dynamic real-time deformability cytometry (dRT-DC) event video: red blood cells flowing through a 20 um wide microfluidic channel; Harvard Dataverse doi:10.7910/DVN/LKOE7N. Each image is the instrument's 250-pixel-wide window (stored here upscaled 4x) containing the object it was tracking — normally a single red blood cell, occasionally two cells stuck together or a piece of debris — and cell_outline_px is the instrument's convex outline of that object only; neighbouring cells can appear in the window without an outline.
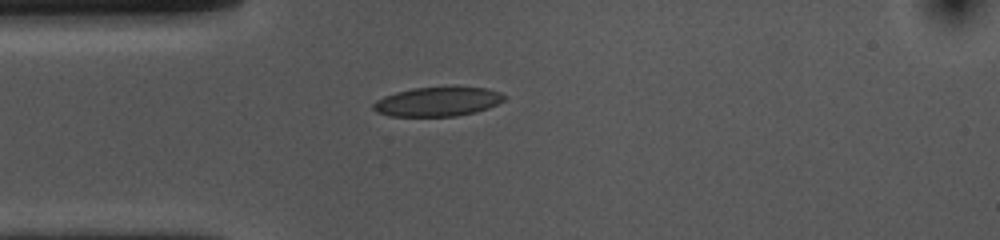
{"species": "common noctule bat (a hibernating species)", "species_latin": "Nyctalus noctula", "temperature_condition": "cold", "stored_images_in_passage": 42, "camera_frame_rate_fps": 3000, "um_per_image_px": 0.085, "animal": {"sex": "female", "body_mass_g": 10.0, "forearm_length_mm": 53.1}, "frame": {"image": 1, "passage_image": 1, "time_ms": 0.0, "image_size_px": [1000, 240], "cell_outline_px": [[508, 96], [504, 100], [488, 108], [476, 112], [456, 116], [388, 116], [376, 112], [372, 108], [372, 104], [376, 100], [384, 96], [396, 92], [412, 88], [488, 88], [500, 92]], "centroid_in_image_um": [37.18, 8.65], "position_along_channel_um": 47.8, "area_um2": 22.2}}
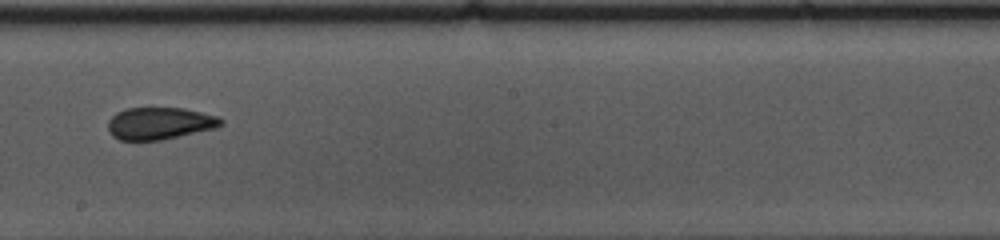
{"frame": {"image": 2, "passage_image": 17, "time_ms": 5.333, "image_size_px": [1000, 240], "cell_outline_px": [[224, 124], [216, 128], [160, 140], [136, 144], [120, 140], [112, 136], [108, 132], [108, 120], [116, 112], [124, 108], [184, 108], [216, 116], [224, 120]], "centroid_in_image_um": [13.5, 10.52], "position_along_channel_um": 234.7, "area_um2": 21.79}}
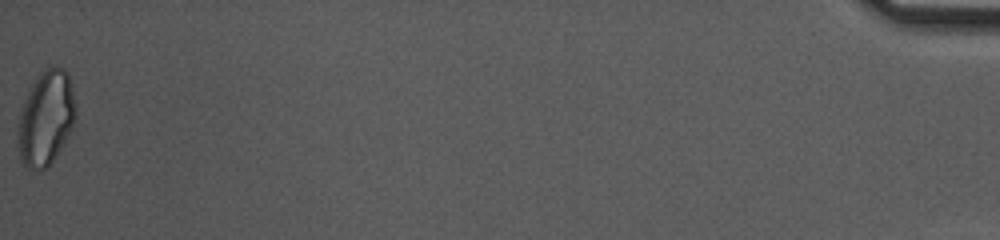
{"frame": {"image": 3, "passage_image": 42, "time_ms": 13.667, "image_size_px": [1000, 240], "cell_outline_px": [[76, 116], [72, 128], [48, 168], [36, 172], [28, 168], [20, 160], [16, 132], [20, 112], [28, 88], [40, 72], [48, 64], [56, 64], [64, 68], [68, 72], [76, 104]], "centroid_in_image_um": [3.89, 10.0], "position_along_channel_um": 431.3, "area_um2": 32.66}, "authors_computed_cell_mechanics": {"area_um2": 22.1085, "velocity_mm_per_s": 3.6339, "shape_relaxation_time_tau1_ms": 6.5311, "shape_relaxation_time_tau2_ms": 2.0988, "deformation_change_tau1": 0.1435, "deformation_change_tau2": 0.0747}}